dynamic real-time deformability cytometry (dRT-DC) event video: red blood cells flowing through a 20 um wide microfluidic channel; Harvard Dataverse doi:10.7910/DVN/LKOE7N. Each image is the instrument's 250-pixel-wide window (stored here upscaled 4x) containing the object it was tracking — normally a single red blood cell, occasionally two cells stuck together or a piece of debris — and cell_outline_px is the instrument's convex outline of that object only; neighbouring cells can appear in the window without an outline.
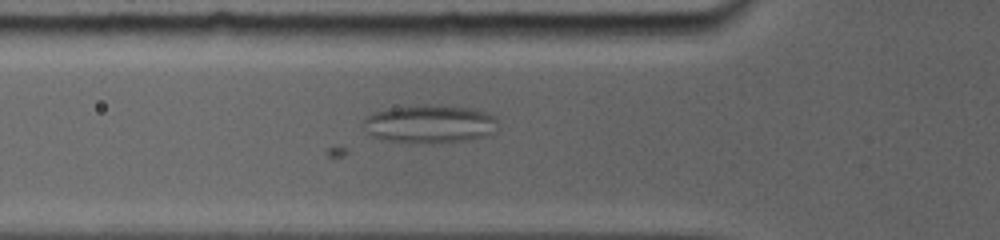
{"species": "common noctule bat (a hibernating species)", "species_latin": "Nyctalus noctula", "temperature_condition": "room temperature", "stored_images_in_passage": 34, "camera_frame_rate_fps": 5000, "um_per_image_px": 0.085, "animal": {"sex": "female", "body_mass_g": 19.0, "forearm_length_mm": 56.7}, "frame": {"image": 1, "passage_image": 34, "time_ms": 6.0, "image_size_px": [1000, 240], "cell_outline_px": [[496, 120], [476, 136], [452, 140], [400, 140], [376, 136], [372, 132], [364, 120], [368, 116], [376, 112], [392, 108], [424, 104], [428, 104], [472, 108], [488, 112], [496, 116]], "centroid_in_image_um": [36.48, 10.42], "position_along_channel_um": 89.3, "area_um2": 26.88}}